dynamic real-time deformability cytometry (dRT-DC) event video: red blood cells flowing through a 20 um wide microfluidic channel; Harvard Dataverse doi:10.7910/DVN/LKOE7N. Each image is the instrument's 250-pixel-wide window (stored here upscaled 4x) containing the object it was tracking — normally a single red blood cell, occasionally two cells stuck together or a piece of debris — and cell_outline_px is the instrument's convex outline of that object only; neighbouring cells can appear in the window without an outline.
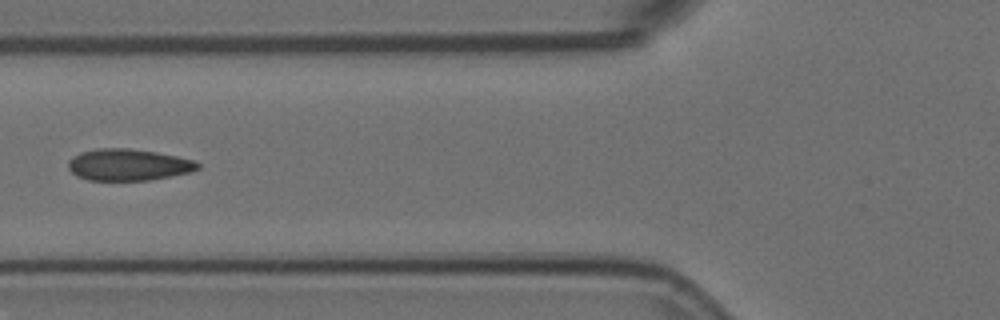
{"species": "Egyptian fruit bat (a non-hibernating species)", "species_latin": "Rousettus aegyptiacus", "temperature_condition": "room temperature", "stored_images_in_passage": 2, "camera_frame_rate_fps": 3000, "um_per_image_px": 0.085, "animal": {"sex": "female"}, "frame": {"image": 1, "passage_image": 2, "time_ms": 0.333, "image_size_px": [1000, 320], "cell_outline_px": [[200, 168], [192, 172], [172, 176], [148, 180], [88, 180], [76, 176], [68, 168], [68, 160], [72, 156], [80, 152], [96, 148], [128, 148], [156, 152], [196, 160], [200, 164]], "centroid_in_image_um": [10.91, 14.0], "position_along_channel_um": 114.9, "area_um2": 24.1}}